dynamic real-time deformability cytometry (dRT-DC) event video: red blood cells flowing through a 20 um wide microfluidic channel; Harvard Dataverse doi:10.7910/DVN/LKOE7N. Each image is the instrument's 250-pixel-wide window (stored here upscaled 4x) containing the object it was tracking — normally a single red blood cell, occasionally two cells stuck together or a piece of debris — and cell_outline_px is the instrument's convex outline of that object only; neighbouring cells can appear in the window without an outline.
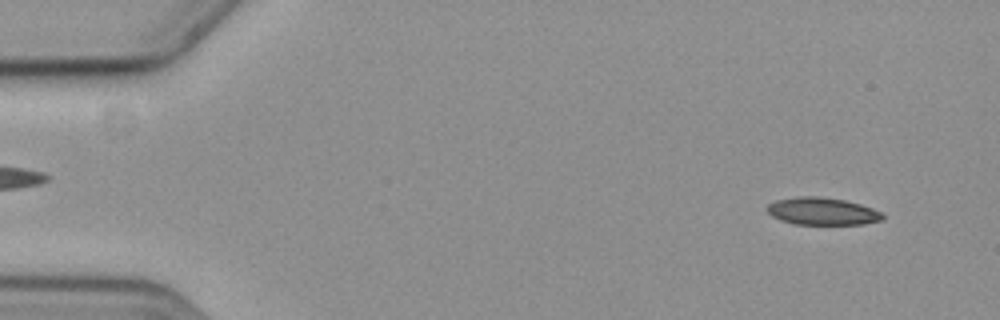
{"species": "common noctule bat (a hibernating species)", "species_latin": "Nyctalus noctula", "temperature_condition": "cold", "stored_images_in_passage": 57, "camera_frame_rate_fps": 3000, "um_per_image_px": 0.085, "animal": {"sex": "female", "body_mass_g": 19.3, "forearm_length_mm": 54.1}, "frame": {"image": 1, "passage_image": 4, "time_ms": 1.0, "image_size_px": [1000, 320], "cell_outline_px": [[884, 220], [864, 224], [792, 224], [780, 220], [772, 216], [768, 212], [768, 204], [776, 200], [796, 196], [816, 196], [844, 200], [860, 204], [872, 208], [880, 212], [884, 216]], "centroid_in_image_um": [69.89, 17.96], "position_along_channel_um": 15.1, "area_um2": 18.44}}
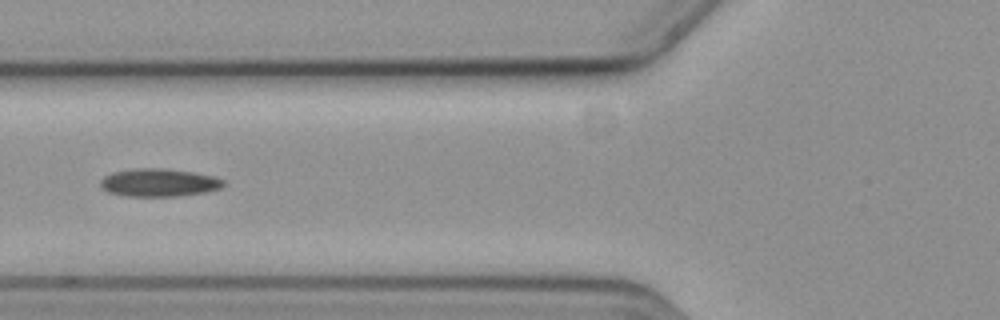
{"frame": {"image": 2, "passage_image": 22, "time_ms": 7.0, "image_size_px": [1000, 320], "cell_outline_px": [[224, 184], [220, 188], [208, 192], [180, 196], [128, 196], [108, 192], [100, 188], [100, 180], [104, 176], [112, 172], [136, 168], [160, 168], [192, 172], [216, 176], [224, 180]], "centroid_in_image_um": [13.51, 15.52], "position_along_channel_um": 112.3, "area_um2": 20.17}}
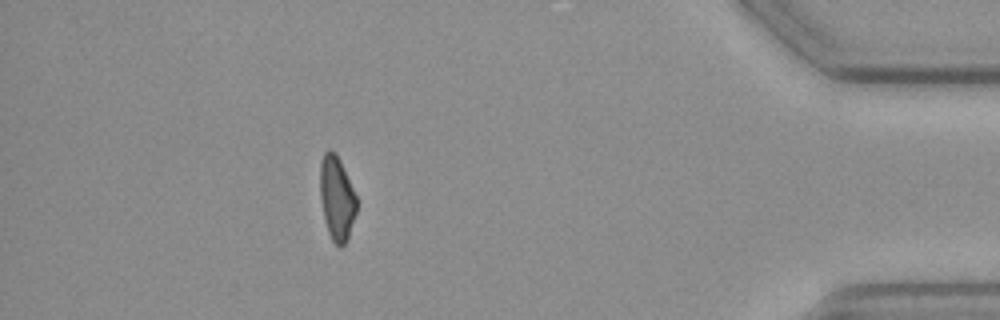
{"frame": {"image": 3, "passage_image": 51, "time_ms": 16.667, "image_size_px": [1000, 320], "cell_outline_px": [[356, 212], [348, 240], [340, 248], [332, 240], [328, 232], [324, 220], [320, 200], [320, 164], [324, 152], [328, 148], [336, 152], [340, 160], [356, 196]], "centroid_in_image_um": [28.61, 16.85], "position_along_channel_um": 406.6, "area_um2": 18.03}}